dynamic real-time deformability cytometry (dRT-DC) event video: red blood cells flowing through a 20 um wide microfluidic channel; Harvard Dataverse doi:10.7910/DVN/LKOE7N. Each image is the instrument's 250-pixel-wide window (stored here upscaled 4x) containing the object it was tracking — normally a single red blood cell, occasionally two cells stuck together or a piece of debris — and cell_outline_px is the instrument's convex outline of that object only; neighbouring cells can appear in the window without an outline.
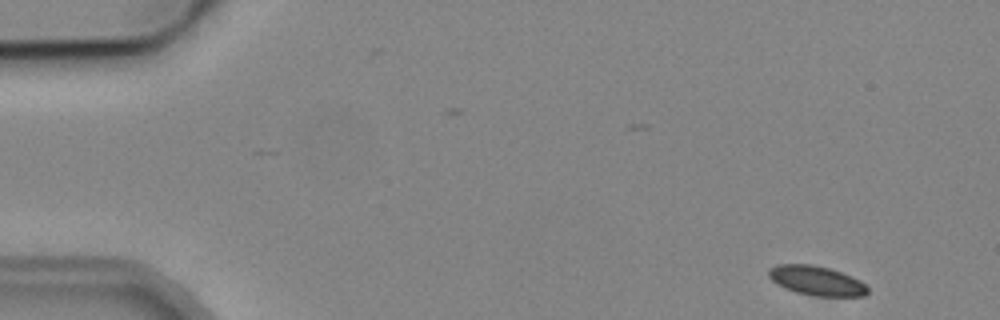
{"species": "common noctule bat (a hibernating species)", "species_latin": "Nyctalus noctula", "temperature_condition": "cold", "stored_images_in_passage": 9, "camera_frame_rate_fps": 3000, "um_per_image_px": 0.085, "animal": {"sex": "male", "body_mass_g": 19.2, "forearm_length_mm": 51.8}, "frame": {"image": 1, "passage_image": 1, "time_ms": 0.0, "image_size_px": [1000, 320], "cell_outline_px": [[868, 292], [864, 296], [812, 296], [796, 292], [784, 288], [772, 280], [768, 276], [768, 268], [776, 264], [812, 264], [828, 268], [840, 272], [860, 280], [868, 288]], "centroid_in_image_um": [69.37, 23.85], "position_along_channel_um": 15.6, "area_um2": 16.99}}
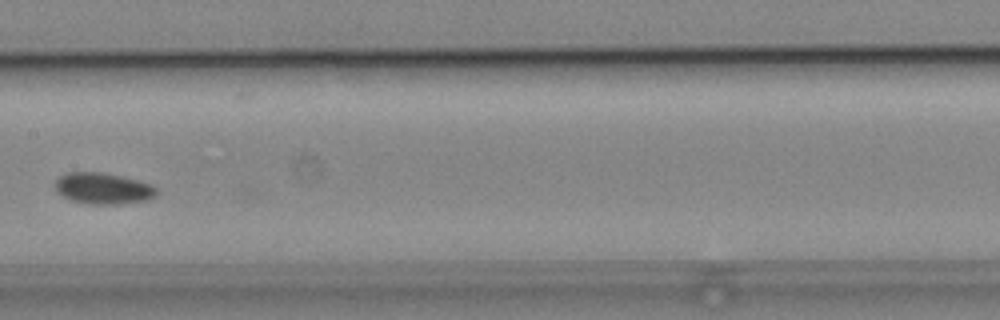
{"frame": {"image": 2, "passage_image": 7, "time_ms": 8.0, "image_size_px": [1000, 320], "cell_outline_px": [[156, 196], [148, 200], [120, 204], [88, 204], [72, 200], [56, 192], [56, 180], [60, 176], [68, 172], [100, 172], [120, 176], [152, 184], [156, 188]], "centroid_in_image_um": [8.77, 16.02], "position_along_channel_um": 198.6, "area_um2": 18.38}}
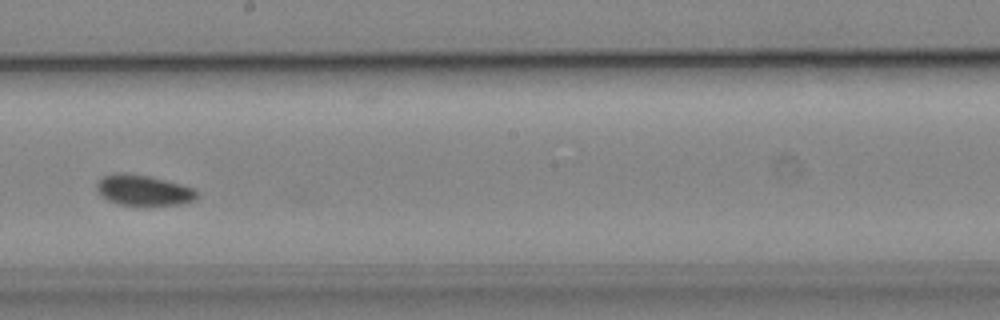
{"frame": {"image": 3, "passage_image": 8, "time_ms": 9.0, "image_size_px": [1000, 320], "cell_outline_px": [[200, 196], [196, 200], [180, 204], [116, 204], [100, 196], [96, 188], [96, 184], [104, 176], [116, 172], [124, 172], [148, 176], [180, 184], [192, 188], [200, 192]], "centroid_in_image_um": [12.2, 16.16], "position_along_channel_um": 236.0, "area_um2": 17.74}}